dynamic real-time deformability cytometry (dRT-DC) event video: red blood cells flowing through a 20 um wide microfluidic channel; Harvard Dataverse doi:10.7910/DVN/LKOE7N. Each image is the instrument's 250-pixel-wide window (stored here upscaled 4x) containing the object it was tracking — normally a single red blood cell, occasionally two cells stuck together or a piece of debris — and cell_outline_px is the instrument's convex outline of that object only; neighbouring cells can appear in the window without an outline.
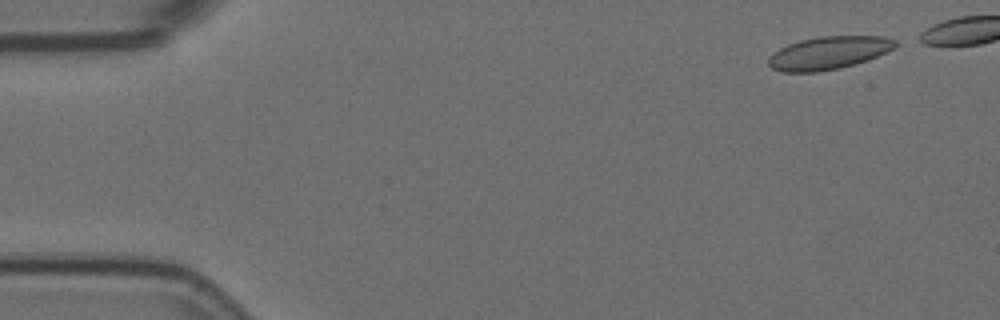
{"species": "Egyptian fruit bat (a non-hibernating species)", "species_latin": "Rousettus aegyptiacus", "temperature_condition": "room temperature", "stored_images_in_passage": 2, "camera_frame_rate_fps": 3000, "um_per_image_px": 0.085, "animal": {"sex": "female"}, "frame": {"image": 1, "passage_image": 2, "time_ms": 0.333, "image_size_px": [1000, 320], "cell_outline_px": [[896, 48], [888, 52], [868, 60], [840, 68], [816, 72], [784, 72], [772, 68], [768, 64], [768, 56], [780, 48], [788, 44], [800, 40], [820, 36], [884, 36], [896, 40]], "centroid_in_image_um": [70.45, 4.49], "position_along_channel_um": 14.5, "area_um2": 24.45}}